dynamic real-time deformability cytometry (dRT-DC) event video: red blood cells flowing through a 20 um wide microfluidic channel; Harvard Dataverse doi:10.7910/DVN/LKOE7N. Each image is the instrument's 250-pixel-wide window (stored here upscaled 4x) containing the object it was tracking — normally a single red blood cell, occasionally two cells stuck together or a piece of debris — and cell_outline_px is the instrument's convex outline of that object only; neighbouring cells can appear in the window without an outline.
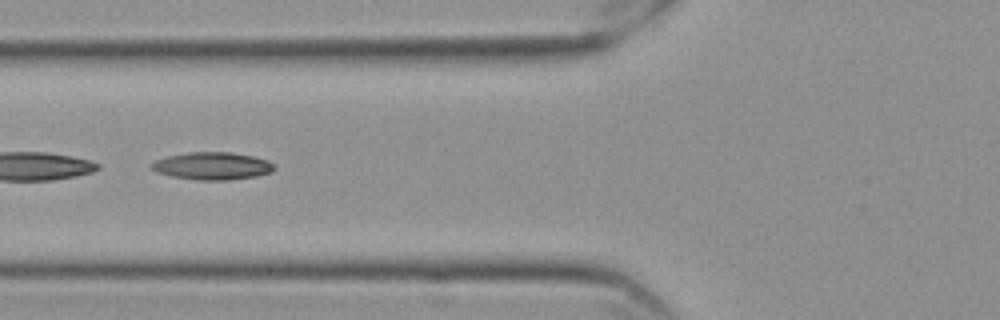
{"species": "Egyptian fruit bat (a non-hibernating species)", "species_latin": "Rousettus aegyptiacus", "temperature_condition": "cold", "stored_images_in_passage": 56, "segment_of_instrument_passage": [2, 2], "camera_frame_rate_fps": 3000, "um_per_image_px": 0.085, "frame": {"image": 1, "passage_image": 22, "time_ms": 7.0, "image_size_px": [1000, 320], "cell_outline_px": [[276, 168], [272, 172], [256, 176], [228, 180], [196, 180], [172, 176], [156, 172], [148, 164], [156, 160], [168, 156], [188, 152], [232, 152], [252, 156], [268, 160], [276, 164]], "centroid_in_image_um": [18.07, 14.1], "position_along_channel_um": 107.7, "area_um2": 19.83}}
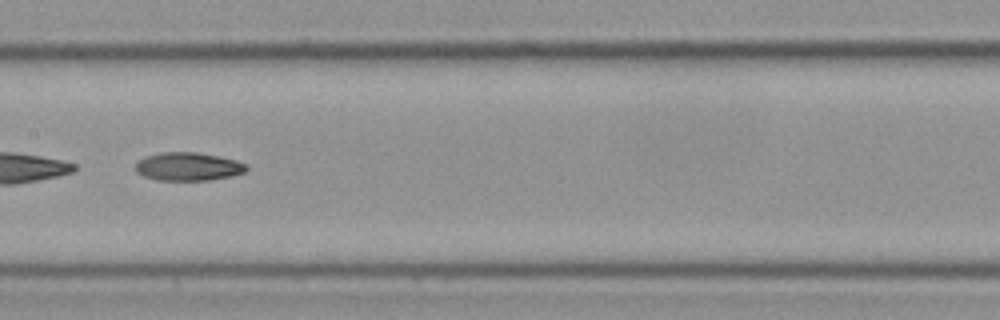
{"frame": {"image": 2, "passage_image": 29, "time_ms": 9.333, "image_size_px": [1000, 320], "cell_outline_px": [[248, 168], [244, 172], [232, 176], [208, 180], [160, 180], [144, 176], [136, 172], [136, 164], [144, 156], [160, 152], [196, 152], [236, 160], [248, 164]], "centroid_in_image_um": [16.0, 14.15], "position_along_channel_um": 191.4, "area_um2": 18.21}}
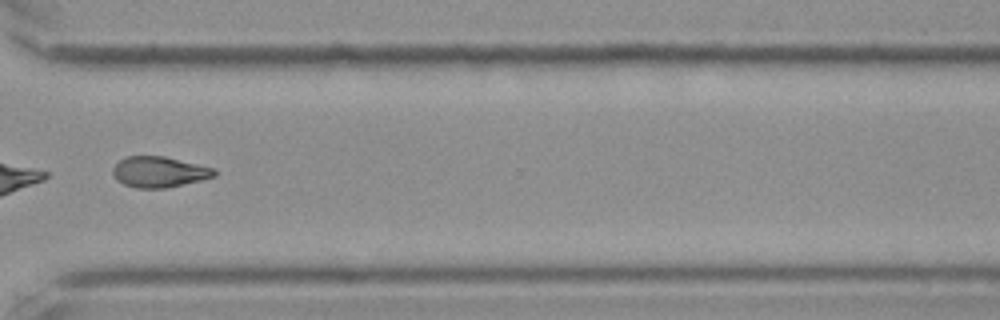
{"frame": {"image": 3, "passage_image": 43, "time_ms": 14.0, "image_size_px": [1000, 320], "cell_outline_px": [[216, 176], [200, 180], [164, 188], [136, 188], [124, 184], [116, 180], [112, 172], [112, 168], [120, 160], [128, 156], [164, 156], [212, 168], [216, 172]], "centroid_in_image_um": [13.48, 14.61], "position_along_channel_um": 357.1, "area_um2": 17.92}}